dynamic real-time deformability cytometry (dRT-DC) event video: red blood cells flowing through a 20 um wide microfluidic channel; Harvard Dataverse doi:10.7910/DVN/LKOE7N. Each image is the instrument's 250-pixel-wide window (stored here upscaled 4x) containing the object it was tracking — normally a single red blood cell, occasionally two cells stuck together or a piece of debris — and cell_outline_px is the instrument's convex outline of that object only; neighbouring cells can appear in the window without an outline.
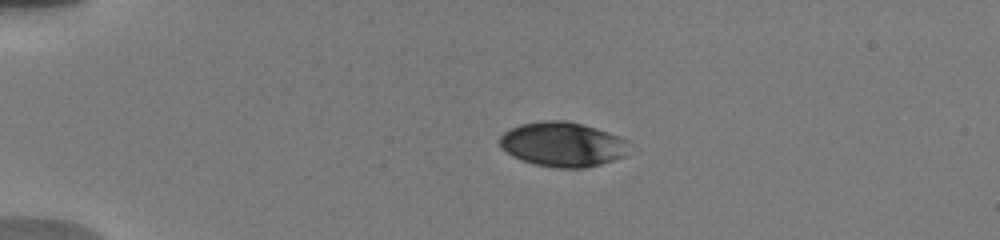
{"species": "human", "species_latin": "Homo sapiens", "temperature_condition": "warm", "stored_images_in_passage": 9, "camera_frame_rate_fps": 3000, "um_per_image_px": 0.085, "donor": {"sex": "male"}, "frame": {"image": 1, "passage_image": 1, "time_ms": 0.0, "image_size_px": [1000, 240], "cell_outline_px": [[628, 140], [624, 156], [588, 168], [556, 168], [536, 164], [512, 156], [500, 148], [500, 136], [504, 132], [520, 124], [544, 120], [564, 120], [596, 128], [620, 136]], "centroid_in_image_um": [47.8, 12.27], "position_along_channel_um": 37.2, "area_um2": 33.47}}
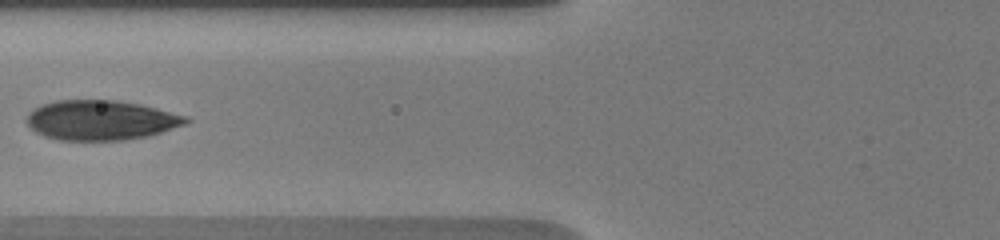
{"frame": {"image": 2, "passage_image": 6, "time_ms": 3.667, "image_size_px": [1000, 240], "cell_outline_px": [[192, 120], [184, 124], [148, 136], [124, 140], [60, 140], [44, 136], [36, 132], [28, 124], [28, 112], [32, 108], [56, 100], [116, 100], [140, 104], [188, 116]], "centroid_in_image_um": [8.58, 10.21], "position_along_channel_um": 117.2, "area_um2": 36.82}}
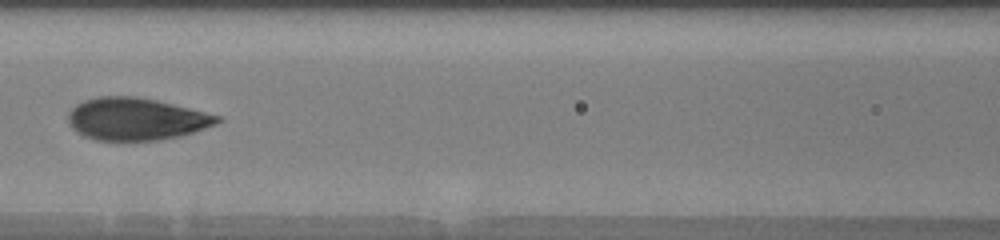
{"frame": {"image": 3, "passage_image": 8, "time_ms": 4.667, "image_size_px": [1000, 240], "cell_outline_px": [[224, 120], [216, 124], [180, 136], [160, 140], [96, 140], [84, 136], [72, 128], [68, 124], [68, 112], [76, 104], [84, 100], [96, 96], [136, 96], [156, 100], [220, 116]], "centroid_in_image_um": [11.53, 10.11], "position_along_channel_um": 155.1, "area_um2": 36.7}}